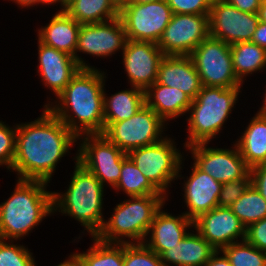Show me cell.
I'll use <instances>...</instances> for the list:
<instances>
[{"label": "cell", "mask_w": 266, "mask_h": 266, "mask_svg": "<svg viewBox=\"0 0 266 266\" xmlns=\"http://www.w3.org/2000/svg\"><path fill=\"white\" fill-rule=\"evenodd\" d=\"M34 121L17 124L15 158L11 170L18 179L50 183L57 163L78 137L48 108Z\"/></svg>", "instance_id": "obj_1"}, {"label": "cell", "mask_w": 266, "mask_h": 266, "mask_svg": "<svg viewBox=\"0 0 266 266\" xmlns=\"http://www.w3.org/2000/svg\"><path fill=\"white\" fill-rule=\"evenodd\" d=\"M105 74L97 68H80L48 108L77 137L104 132ZM59 99V101H58Z\"/></svg>", "instance_id": "obj_2"}, {"label": "cell", "mask_w": 266, "mask_h": 266, "mask_svg": "<svg viewBox=\"0 0 266 266\" xmlns=\"http://www.w3.org/2000/svg\"><path fill=\"white\" fill-rule=\"evenodd\" d=\"M14 192L0 204V239L19 240L53 212V192L40 180L17 179Z\"/></svg>", "instance_id": "obj_3"}, {"label": "cell", "mask_w": 266, "mask_h": 266, "mask_svg": "<svg viewBox=\"0 0 266 266\" xmlns=\"http://www.w3.org/2000/svg\"><path fill=\"white\" fill-rule=\"evenodd\" d=\"M63 194L53 192V212L68 215L83 225L91 237H95L104 223L103 194L104 187L100 180L77 162Z\"/></svg>", "instance_id": "obj_4"}, {"label": "cell", "mask_w": 266, "mask_h": 266, "mask_svg": "<svg viewBox=\"0 0 266 266\" xmlns=\"http://www.w3.org/2000/svg\"><path fill=\"white\" fill-rule=\"evenodd\" d=\"M241 87L202 86L189 107L187 141L184 147L209 143L222 130L238 101Z\"/></svg>", "instance_id": "obj_5"}, {"label": "cell", "mask_w": 266, "mask_h": 266, "mask_svg": "<svg viewBox=\"0 0 266 266\" xmlns=\"http://www.w3.org/2000/svg\"><path fill=\"white\" fill-rule=\"evenodd\" d=\"M167 199L164 195L129 197L116 205L95 237L106 243H143L156 212Z\"/></svg>", "instance_id": "obj_6"}, {"label": "cell", "mask_w": 266, "mask_h": 266, "mask_svg": "<svg viewBox=\"0 0 266 266\" xmlns=\"http://www.w3.org/2000/svg\"><path fill=\"white\" fill-rule=\"evenodd\" d=\"M174 140L165 136L160 142L136 148L127 156L139 168L150 183L165 197L171 182L181 176L183 156Z\"/></svg>", "instance_id": "obj_7"}, {"label": "cell", "mask_w": 266, "mask_h": 266, "mask_svg": "<svg viewBox=\"0 0 266 266\" xmlns=\"http://www.w3.org/2000/svg\"><path fill=\"white\" fill-rule=\"evenodd\" d=\"M165 122L146 104L133 116L119 122H104L102 133L126 154L133 149L160 142Z\"/></svg>", "instance_id": "obj_8"}, {"label": "cell", "mask_w": 266, "mask_h": 266, "mask_svg": "<svg viewBox=\"0 0 266 266\" xmlns=\"http://www.w3.org/2000/svg\"><path fill=\"white\" fill-rule=\"evenodd\" d=\"M189 56L202 86L230 88L243 85L234 72L230 45L224 41L209 36Z\"/></svg>", "instance_id": "obj_9"}, {"label": "cell", "mask_w": 266, "mask_h": 266, "mask_svg": "<svg viewBox=\"0 0 266 266\" xmlns=\"http://www.w3.org/2000/svg\"><path fill=\"white\" fill-rule=\"evenodd\" d=\"M173 13L167 0L144 4H119V18L126 38L132 41L158 43Z\"/></svg>", "instance_id": "obj_10"}, {"label": "cell", "mask_w": 266, "mask_h": 266, "mask_svg": "<svg viewBox=\"0 0 266 266\" xmlns=\"http://www.w3.org/2000/svg\"><path fill=\"white\" fill-rule=\"evenodd\" d=\"M79 139L82 140L77 150V162L97 177L103 186L107 183L114 188L119 181L122 161L127 154L103 134H84Z\"/></svg>", "instance_id": "obj_11"}, {"label": "cell", "mask_w": 266, "mask_h": 266, "mask_svg": "<svg viewBox=\"0 0 266 266\" xmlns=\"http://www.w3.org/2000/svg\"><path fill=\"white\" fill-rule=\"evenodd\" d=\"M127 41L119 17L100 23L81 24L75 49V60L80 68H95L86 63L77 52L104 58L123 51Z\"/></svg>", "instance_id": "obj_12"}, {"label": "cell", "mask_w": 266, "mask_h": 266, "mask_svg": "<svg viewBox=\"0 0 266 266\" xmlns=\"http://www.w3.org/2000/svg\"><path fill=\"white\" fill-rule=\"evenodd\" d=\"M209 36V15L173 14L157 45L164 55L189 56Z\"/></svg>", "instance_id": "obj_13"}, {"label": "cell", "mask_w": 266, "mask_h": 266, "mask_svg": "<svg viewBox=\"0 0 266 266\" xmlns=\"http://www.w3.org/2000/svg\"><path fill=\"white\" fill-rule=\"evenodd\" d=\"M260 20L257 13L240 11L225 0H213L209 12L210 36L228 45L251 41Z\"/></svg>", "instance_id": "obj_14"}, {"label": "cell", "mask_w": 266, "mask_h": 266, "mask_svg": "<svg viewBox=\"0 0 266 266\" xmlns=\"http://www.w3.org/2000/svg\"><path fill=\"white\" fill-rule=\"evenodd\" d=\"M232 146V149H222L208 147V143H199L187 148L192 154L193 163L200 170L216 181L225 183L239 180L250 172L236 143Z\"/></svg>", "instance_id": "obj_15"}, {"label": "cell", "mask_w": 266, "mask_h": 266, "mask_svg": "<svg viewBox=\"0 0 266 266\" xmlns=\"http://www.w3.org/2000/svg\"><path fill=\"white\" fill-rule=\"evenodd\" d=\"M121 52L130 87L146 91L157 81L159 64L165 55L154 42L128 39Z\"/></svg>", "instance_id": "obj_16"}, {"label": "cell", "mask_w": 266, "mask_h": 266, "mask_svg": "<svg viewBox=\"0 0 266 266\" xmlns=\"http://www.w3.org/2000/svg\"><path fill=\"white\" fill-rule=\"evenodd\" d=\"M195 229L215 250L246 238V228L228 207H215L194 220Z\"/></svg>", "instance_id": "obj_17"}, {"label": "cell", "mask_w": 266, "mask_h": 266, "mask_svg": "<svg viewBox=\"0 0 266 266\" xmlns=\"http://www.w3.org/2000/svg\"><path fill=\"white\" fill-rule=\"evenodd\" d=\"M38 61L37 72L40 74L43 84L46 88L51 89L56 98L80 69L73 56L47 46L39 40Z\"/></svg>", "instance_id": "obj_18"}, {"label": "cell", "mask_w": 266, "mask_h": 266, "mask_svg": "<svg viewBox=\"0 0 266 266\" xmlns=\"http://www.w3.org/2000/svg\"><path fill=\"white\" fill-rule=\"evenodd\" d=\"M191 168L192 173L183 185L184 202L188 208L183 214L194 221L203 213L219 206L222 183L200 170L194 163Z\"/></svg>", "instance_id": "obj_19"}, {"label": "cell", "mask_w": 266, "mask_h": 266, "mask_svg": "<svg viewBox=\"0 0 266 266\" xmlns=\"http://www.w3.org/2000/svg\"><path fill=\"white\" fill-rule=\"evenodd\" d=\"M164 205L156 212L153 222L148 230L144 244L159 256L170 249L187 236L190 228L194 227V221L182 215L172 214L162 210ZM192 226V227H191ZM188 231V232H187Z\"/></svg>", "instance_id": "obj_20"}, {"label": "cell", "mask_w": 266, "mask_h": 266, "mask_svg": "<svg viewBox=\"0 0 266 266\" xmlns=\"http://www.w3.org/2000/svg\"><path fill=\"white\" fill-rule=\"evenodd\" d=\"M156 82L176 87L192 100L202 88L200 76L190 56L165 55L159 64Z\"/></svg>", "instance_id": "obj_21"}, {"label": "cell", "mask_w": 266, "mask_h": 266, "mask_svg": "<svg viewBox=\"0 0 266 266\" xmlns=\"http://www.w3.org/2000/svg\"><path fill=\"white\" fill-rule=\"evenodd\" d=\"M191 103L192 99L180 89L157 82L145 91V104L165 123L188 113Z\"/></svg>", "instance_id": "obj_22"}, {"label": "cell", "mask_w": 266, "mask_h": 266, "mask_svg": "<svg viewBox=\"0 0 266 266\" xmlns=\"http://www.w3.org/2000/svg\"><path fill=\"white\" fill-rule=\"evenodd\" d=\"M215 251L197 231L189 232L179 244L165 250L160 259L164 266H205Z\"/></svg>", "instance_id": "obj_23"}, {"label": "cell", "mask_w": 266, "mask_h": 266, "mask_svg": "<svg viewBox=\"0 0 266 266\" xmlns=\"http://www.w3.org/2000/svg\"><path fill=\"white\" fill-rule=\"evenodd\" d=\"M80 26L65 11L56 12L47 25L37 30V37L45 45L66 52L75 59Z\"/></svg>", "instance_id": "obj_24"}, {"label": "cell", "mask_w": 266, "mask_h": 266, "mask_svg": "<svg viewBox=\"0 0 266 266\" xmlns=\"http://www.w3.org/2000/svg\"><path fill=\"white\" fill-rule=\"evenodd\" d=\"M235 142L247 166L266 164V117L258 113Z\"/></svg>", "instance_id": "obj_25"}, {"label": "cell", "mask_w": 266, "mask_h": 266, "mask_svg": "<svg viewBox=\"0 0 266 266\" xmlns=\"http://www.w3.org/2000/svg\"><path fill=\"white\" fill-rule=\"evenodd\" d=\"M65 12L79 24L100 23L119 17L116 0H70Z\"/></svg>", "instance_id": "obj_26"}, {"label": "cell", "mask_w": 266, "mask_h": 266, "mask_svg": "<svg viewBox=\"0 0 266 266\" xmlns=\"http://www.w3.org/2000/svg\"><path fill=\"white\" fill-rule=\"evenodd\" d=\"M145 105V91L132 87L106 96L104 90V122H119L133 116Z\"/></svg>", "instance_id": "obj_27"}, {"label": "cell", "mask_w": 266, "mask_h": 266, "mask_svg": "<svg viewBox=\"0 0 266 266\" xmlns=\"http://www.w3.org/2000/svg\"><path fill=\"white\" fill-rule=\"evenodd\" d=\"M230 50L234 72L242 83L247 75L266 68V49L263 47L246 41L230 45Z\"/></svg>", "instance_id": "obj_28"}, {"label": "cell", "mask_w": 266, "mask_h": 266, "mask_svg": "<svg viewBox=\"0 0 266 266\" xmlns=\"http://www.w3.org/2000/svg\"><path fill=\"white\" fill-rule=\"evenodd\" d=\"M93 245L83 253H73L82 266H124L123 243H106L92 237Z\"/></svg>", "instance_id": "obj_29"}, {"label": "cell", "mask_w": 266, "mask_h": 266, "mask_svg": "<svg viewBox=\"0 0 266 266\" xmlns=\"http://www.w3.org/2000/svg\"><path fill=\"white\" fill-rule=\"evenodd\" d=\"M114 189L122 190L128 197L163 195L150 183L127 155L122 161L120 178Z\"/></svg>", "instance_id": "obj_30"}, {"label": "cell", "mask_w": 266, "mask_h": 266, "mask_svg": "<svg viewBox=\"0 0 266 266\" xmlns=\"http://www.w3.org/2000/svg\"><path fill=\"white\" fill-rule=\"evenodd\" d=\"M229 208L245 228L266 217V200L253 185Z\"/></svg>", "instance_id": "obj_31"}, {"label": "cell", "mask_w": 266, "mask_h": 266, "mask_svg": "<svg viewBox=\"0 0 266 266\" xmlns=\"http://www.w3.org/2000/svg\"><path fill=\"white\" fill-rule=\"evenodd\" d=\"M239 241L220 250L231 266H266V252L254 247L246 239Z\"/></svg>", "instance_id": "obj_32"}, {"label": "cell", "mask_w": 266, "mask_h": 266, "mask_svg": "<svg viewBox=\"0 0 266 266\" xmlns=\"http://www.w3.org/2000/svg\"><path fill=\"white\" fill-rule=\"evenodd\" d=\"M124 266H164L160 256L144 243H123Z\"/></svg>", "instance_id": "obj_33"}, {"label": "cell", "mask_w": 266, "mask_h": 266, "mask_svg": "<svg viewBox=\"0 0 266 266\" xmlns=\"http://www.w3.org/2000/svg\"><path fill=\"white\" fill-rule=\"evenodd\" d=\"M11 243V244H10ZM0 239V266H36L33 253L26 246Z\"/></svg>", "instance_id": "obj_34"}, {"label": "cell", "mask_w": 266, "mask_h": 266, "mask_svg": "<svg viewBox=\"0 0 266 266\" xmlns=\"http://www.w3.org/2000/svg\"><path fill=\"white\" fill-rule=\"evenodd\" d=\"M17 125L10 127L0 121V166L10 171L15 158Z\"/></svg>", "instance_id": "obj_35"}, {"label": "cell", "mask_w": 266, "mask_h": 266, "mask_svg": "<svg viewBox=\"0 0 266 266\" xmlns=\"http://www.w3.org/2000/svg\"><path fill=\"white\" fill-rule=\"evenodd\" d=\"M252 185L250 172L243 178L222 183L218 200L219 207H230Z\"/></svg>", "instance_id": "obj_36"}, {"label": "cell", "mask_w": 266, "mask_h": 266, "mask_svg": "<svg viewBox=\"0 0 266 266\" xmlns=\"http://www.w3.org/2000/svg\"><path fill=\"white\" fill-rule=\"evenodd\" d=\"M213 0H167L173 14L209 15Z\"/></svg>", "instance_id": "obj_37"}, {"label": "cell", "mask_w": 266, "mask_h": 266, "mask_svg": "<svg viewBox=\"0 0 266 266\" xmlns=\"http://www.w3.org/2000/svg\"><path fill=\"white\" fill-rule=\"evenodd\" d=\"M251 245L266 252V217L246 228V238Z\"/></svg>", "instance_id": "obj_38"}, {"label": "cell", "mask_w": 266, "mask_h": 266, "mask_svg": "<svg viewBox=\"0 0 266 266\" xmlns=\"http://www.w3.org/2000/svg\"><path fill=\"white\" fill-rule=\"evenodd\" d=\"M252 185L266 200V164H259L250 169Z\"/></svg>", "instance_id": "obj_39"}, {"label": "cell", "mask_w": 266, "mask_h": 266, "mask_svg": "<svg viewBox=\"0 0 266 266\" xmlns=\"http://www.w3.org/2000/svg\"><path fill=\"white\" fill-rule=\"evenodd\" d=\"M240 11L246 13H258L262 0H225Z\"/></svg>", "instance_id": "obj_40"}, {"label": "cell", "mask_w": 266, "mask_h": 266, "mask_svg": "<svg viewBox=\"0 0 266 266\" xmlns=\"http://www.w3.org/2000/svg\"><path fill=\"white\" fill-rule=\"evenodd\" d=\"M251 42L266 49V23L259 22Z\"/></svg>", "instance_id": "obj_41"}, {"label": "cell", "mask_w": 266, "mask_h": 266, "mask_svg": "<svg viewBox=\"0 0 266 266\" xmlns=\"http://www.w3.org/2000/svg\"><path fill=\"white\" fill-rule=\"evenodd\" d=\"M221 254V255H220ZM223 254V255H222ZM220 255V256H219ZM205 266H231L228 258L222 251L216 250Z\"/></svg>", "instance_id": "obj_42"}, {"label": "cell", "mask_w": 266, "mask_h": 266, "mask_svg": "<svg viewBox=\"0 0 266 266\" xmlns=\"http://www.w3.org/2000/svg\"><path fill=\"white\" fill-rule=\"evenodd\" d=\"M56 266H82L80 261L76 258L74 254H71L68 259H66L63 262H60V264Z\"/></svg>", "instance_id": "obj_43"}, {"label": "cell", "mask_w": 266, "mask_h": 266, "mask_svg": "<svg viewBox=\"0 0 266 266\" xmlns=\"http://www.w3.org/2000/svg\"><path fill=\"white\" fill-rule=\"evenodd\" d=\"M56 3H60V11L59 12H64L67 6V3L64 0H37V4H48V5H52V4H56Z\"/></svg>", "instance_id": "obj_44"}, {"label": "cell", "mask_w": 266, "mask_h": 266, "mask_svg": "<svg viewBox=\"0 0 266 266\" xmlns=\"http://www.w3.org/2000/svg\"><path fill=\"white\" fill-rule=\"evenodd\" d=\"M257 14L260 22L266 23V0L261 1Z\"/></svg>", "instance_id": "obj_45"}, {"label": "cell", "mask_w": 266, "mask_h": 266, "mask_svg": "<svg viewBox=\"0 0 266 266\" xmlns=\"http://www.w3.org/2000/svg\"><path fill=\"white\" fill-rule=\"evenodd\" d=\"M15 2L19 7L21 6L22 8H29L30 6H35L37 5V0H10Z\"/></svg>", "instance_id": "obj_46"}, {"label": "cell", "mask_w": 266, "mask_h": 266, "mask_svg": "<svg viewBox=\"0 0 266 266\" xmlns=\"http://www.w3.org/2000/svg\"><path fill=\"white\" fill-rule=\"evenodd\" d=\"M263 105L261 106L260 110L257 111L258 114L266 117V89L264 93Z\"/></svg>", "instance_id": "obj_47"}, {"label": "cell", "mask_w": 266, "mask_h": 266, "mask_svg": "<svg viewBox=\"0 0 266 266\" xmlns=\"http://www.w3.org/2000/svg\"><path fill=\"white\" fill-rule=\"evenodd\" d=\"M160 0H124L123 3H136V4H144L149 2H155Z\"/></svg>", "instance_id": "obj_48"}, {"label": "cell", "mask_w": 266, "mask_h": 266, "mask_svg": "<svg viewBox=\"0 0 266 266\" xmlns=\"http://www.w3.org/2000/svg\"><path fill=\"white\" fill-rule=\"evenodd\" d=\"M119 4L123 3L124 0H116Z\"/></svg>", "instance_id": "obj_49"}]
</instances>
